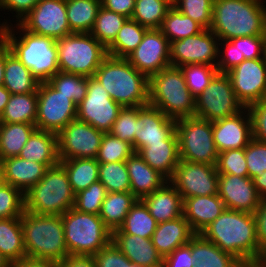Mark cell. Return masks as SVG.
Segmentation results:
<instances>
[{
    "mask_svg": "<svg viewBox=\"0 0 266 267\" xmlns=\"http://www.w3.org/2000/svg\"><path fill=\"white\" fill-rule=\"evenodd\" d=\"M200 234L242 264L260 263L256 222L252 213L225 209Z\"/></svg>",
    "mask_w": 266,
    "mask_h": 267,
    "instance_id": "obj_1",
    "label": "cell"
},
{
    "mask_svg": "<svg viewBox=\"0 0 266 267\" xmlns=\"http://www.w3.org/2000/svg\"><path fill=\"white\" fill-rule=\"evenodd\" d=\"M7 23V20L0 23V37L10 47L11 53L31 71L40 83L48 82L59 72L56 40L26 31L19 23L15 25L19 30L15 34L13 24Z\"/></svg>",
    "mask_w": 266,
    "mask_h": 267,
    "instance_id": "obj_2",
    "label": "cell"
},
{
    "mask_svg": "<svg viewBox=\"0 0 266 267\" xmlns=\"http://www.w3.org/2000/svg\"><path fill=\"white\" fill-rule=\"evenodd\" d=\"M214 0L210 30L219 40L266 35L264 0Z\"/></svg>",
    "mask_w": 266,
    "mask_h": 267,
    "instance_id": "obj_3",
    "label": "cell"
},
{
    "mask_svg": "<svg viewBox=\"0 0 266 267\" xmlns=\"http://www.w3.org/2000/svg\"><path fill=\"white\" fill-rule=\"evenodd\" d=\"M94 77L121 107L149 104V78L127 58L107 55Z\"/></svg>",
    "mask_w": 266,
    "mask_h": 267,
    "instance_id": "obj_4",
    "label": "cell"
},
{
    "mask_svg": "<svg viewBox=\"0 0 266 267\" xmlns=\"http://www.w3.org/2000/svg\"><path fill=\"white\" fill-rule=\"evenodd\" d=\"M21 226L26 257L60 263L69 255L62 216L39 215L24 210Z\"/></svg>",
    "mask_w": 266,
    "mask_h": 267,
    "instance_id": "obj_5",
    "label": "cell"
},
{
    "mask_svg": "<svg viewBox=\"0 0 266 267\" xmlns=\"http://www.w3.org/2000/svg\"><path fill=\"white\" fill-rule=\"evenodd\" d=\"M195 99L180 67L170 65L149 78V104L170 119L193 117Z\"/></svg>",
    "mask_w": 266,
    "mask_h": 267,
    "instance_id": "obj_6",
    "label": "cell"
},
{
    "mask_svg": "<svg viewBox=\"0 0 266 267\" xmlns=\"http://www.w3.org/2000/svg\"><path fill=\"white\" fill-rule=\"evenodd\" d=\"M25 211L39 215L62 216L74 206L75 193L65 168L49 167L43 178L24 194Z\"/></svg>",
    "mask_w": 266,
    "mask_h": 267,
    "instance_id": "obj_7",
    "label": "cell"
},
{
    "mask_svg": "<svg viewBox=\"0 0 266 267\" xmlns=\"http://www.w3.org/2000/svg\"><path fill=\"white\" fill-rule=\"evenodd\" d=\"M62 222L69 255L93 256L112 240V232L99 215L72 207L62 215Z\"/></svg>",
    "mask_w": 266,
    "mask_h": 267,
    "instance_id": "obj_8",
    "label": "cell"
},
{
    "mask_svg": "<svg viewBox=\"0 0 266 267\" xmlns=\"http://www.w3.org/2000/svg\"><path fill=\"white\" fill-rule=\"evenodd\" d=\"M60 72L94 77L107 48L90 33H71L56 39Z\"/></svg>",
    "mask_w": 266,
    "mask_h": 267,
    "instance_id": "obj_9",
    "label": "cell"
},
{
    "mask_svg": "<svg viewBox=\"0 0 266 267\" xmlns=\"http://www.w3.org/2000/svg\"><path fill=\"white\" fill-rule=\"evenodd\" d=\"M180 160L216 165V148L212 122L196 116L176 121Z\"/></svg>",
    "mask_w": 266,
    "mask_h": 267,
    "instance_id": "obj_10",
    "label": "cell"
},
{
    "mask_svg": "<svg viewBox=\"0 0 266 267\" xmlns=\"http://www.w3.org/2000/svg\"><path fill=\"white\" fill-rule=\"evenodd\" d=\"M244 108L236 97L229 76L217 73L207 89L196 97L194 116L213 122L236 115Z\"/></svg>",
    "mask_w": 266,
    "mask_h": 267,
    "instance_id": "obj_11",
    "label": "cell"
},
{
    "mask_svg": "<svg viewBox=\"0 0 266 267\" xmlns=\"http://www.w3.org/2000/svg\"><path fill=\"white\" fill-rule=\"evenodd\" d=\"M37 104L38 130L50 131L58 134L71 121L76 119L77 105L49 82L39 83Z\"/></svg>",
    "mask_w": 266,
    "mask_h": 267,
    "instance_id": "obj_12",
    "label": "cell"
},
{
    "mask_svg": "<svg viewBox=\"0 0 266 267\" xmlns=\"http://www.w3.org/2000/svg\"><path fill=\"white\" fill-rule=\"evenodd\" d=\"M121 108L95 77H88L87 94L77 105L76 119L108 133Z\"/></svg>",
    "mask_w": 266,
    "mask_h": 267,
    "instance_id": "obj_13",
    "label": "cell"
},
{
    "mask_svg": "<svg viewBox=\"0 0 266 267\" xmlns=\"http://www.w3.org/2000/svg\"><path fill=\"white\" fill-rule=\"evenodd\" d=\"M219 39L210 30L170 43V63L174 67L210 65L217 67Z\"/></svg>",
    "mask_w": 266,
    "mask_h": 267,
    "instance_id": "obj_14",
    "label": "cell"
},
{
    "mask_svg": "<svg viewBox=\"0 0 266 267\" xmlns=\"http://www.w3.org/2000/svg\"><path fill=\"white\" fill-rule=\"evenodd\" d=\"M104 133L78 119L71 121L57 134L59 160L96 159Z\"/></svg>",
    "mask_w": 266,
    "mask_h": 267,
    "instance_id": "obj_15",
    "label": "cell"
},
{
    "mask_svg": "<svg viewBox=\"0 0 266 267\" xmlns=\"http://www.w3.org/2000/svg\"><path fill=\"white\" fill-rule=\"evenodd\" d=\"M218 179L216 165L179 160L169 182L184 200L193 196L218 194Z\"/></svg>",
    "mask_w": 266,
    "mask_h": 267,
    "instance_id": "obj_16",
    "label": "cell"
},
{
    "mask_svg": "<svg viewBox=\"0 0 266 267\" xmlns=\"http://www.w3.org/2000/svg\"><path fill=\"white\" fill-rule=\"evenodd\" d=\"M66 14V0H40L19 24L26 31L56 40L73 33Z\"/></svg>",
    "mask_w": 266,
    "mask_h": 267,
    "instance_id": "obj_17",
    "label": "cell"
},
{
    "mask_svg": "<svg viewBox=\"0 0 266 267\" xmlns=\"http://www.w3.org/2000/svg\"><path fill=\"white\" fill-rule=\"evenodd\" d=\"M237 99L248 107L266 98V62L264 58L243 60L226 73Z\"/></svg>",
    "mask_w": 266,
    "mask_h": 267,
    "instance_id": "obj_18",
    "label": "cell"
},
{
    "mask_svg": "<svg viewBox=\"0 0 266 267\" xmlns=\"http://www.w3.org/2000/svg\"><path fill=\"white\" fill-rule=\"evenodd\" d=\"M127 60L142 74L150 78L170 63V43L160 29H147L141 43Z\"/></svg>",
    "mask_w": 266,
    "mask_h": 267,
    "instance_id": "obj_19",
    "label": "cell"
},
{
    "mask_svg": "<svg viewBox=\"0 0 266 267\" xmlns=\"http://www.w3.org/2000/svg\"><path fill=\"white\" fill-rule=\"evenodd\" d=\"M218 195L226 209L254 213L262 198L252 178L232 174H219Z\"/></svg>",
    "mask_w": 266,
    "mask_h": 267,
    "instance_id": "obj_20",
    "label": "cell"
},
{
    "mask_svg": "<svg viewBox=\"0 0 266 267\" xmlns=\"http://www.w3.org/2000/svg\"><path fill=\"white\" fill-rule=\"evenodd\" d=\"M212 133L219 153L245 148L253 138L252 120L248 108L245 107L236 115L213 121Z\"/></svg>",
    "mask_w": 266,
    "mask_h": 267,
    "instance_id": "obj_21",
    "label": "cell"
},
{
    "mask_svg": "<svg viewBox=\"0 0 266 267\" xmlns=\"http://www.w3.org/2000/svg\"><path fill=\"white\" fill-rule=\"evenodd\" d=\"M176 131V121L167 117L160 109L147 104L138 106L136 119L135 152L147 143L167 140Z\"/></svg>",
    "mask_w": 266,
    "mask_h": 267,
    "instance_id": "obj_22",
    "label": "cell"
},
{
    "mask_svg": "<svg viewBox=\"0 0 266 267\" xmlns=\"http://www.w3.org/2000/svg\"><path fill=\"white\" fill-rule=\"evenodd\" d=\"M219 42V47L223 48L218 51V73H228L243 60L264 58L265 35L244 36Z\"/></svg>",
    "mask_w": 266,
    "mask_h": 267,
    "instance_id": "obj_23",
    "label": "cell"
},
{
    "mask_svg": "<svg viewBox=\"0 0 266 267\" xmlns=\"http://www.w3.org/2000/svg\"><path fill=\"white\" fill-rule=\"evenodd\" d=\"M225 209V204L218 194L193 196L183 200V216L195 234H200Z\"/></svg>",
    "mask_w": 266,
    "mask_h": 267,
    "instance_id": "obj_24",
    "label": "cell"
},
{
    "mask_svg": "<svg viewBox=\"0 0 266 267\" xmlns=\"http://www.w3.org/2000/svg\"><path fill=\"white\" fill-rule=\"evenodd\" d=\"M111 241L131 263L141 267H163V257L151 239L131 234H112Z\"/></svg>",
    "mask_w": 266,
    "mask_h": 267,
    "instance_id": "obj_25",
    "label": "cell"
},
{
    "mask_svg": "<svg viewBox=\"0 0 266 267\" xmlns=\"http://www.w3.org/2000/svg\"><path fill=\"white\" fill-rule=\"evenodd\" d=\"M0 162L5 183L18 188L23 194L38 183L49 168L46 164L26 160L19 156L9 157Z\"/></svg>",
    "mask_w": 266,
    "mask_h": 267,
    "instance_id": "obj_26",
    "label": "cell"
},
{
    "mask_svg": "<svg viewBox=\"0 0 266 267\" xmlns=\"http://www.w3.org/2000/svg\"><path fill=\"white\" fill-rule=\"evenodd\" d=\"M138 154L152 169L169 180L180 160L176 131L167 140L147 143Z\"/></svg>",
    "mask_w": 266,
    "mask_h": 267,
    "instance_id": "obj_27",
    "label": "cell"
},
{
    "mask_svg": "<svg viewBox=\"0 0 266 267\" xmlns=\"http://www.w3.org/2000/svg\"><path fill=\"white\" fill-rule=\"evenodd\" d=\"M141 200L158 223L172 221L183 216L182 196L169 181Z\"/></svg>",
    "mask_w": 266,
    "mask_h": 267,
    "instance_id": "obj_28",
    "label": "cell"
},
{
    "mask_svg": "<svg viewBox=\"0 0 266 267\" xmlns=\"http://www.w3.org/2000/svg\"><path fill=\"white\" fill-rule=\"evenodd\" d=\"M125 163L130 178V192L137 199L153 193L169 181L160 172L152 169L137 152H134Z\"/></svg>",
    "mask_w": 266,
    "mask_h": 267,
    "instance_id": "obj_29",
    "label": "cell"
},
{
    "mask_svg": "<svg viewBox=\"0 0 266 267\" xmlns=\"http://www.w3.org/2000/svg\"><path fill=\"white\" fill-rule=\"evenodd\" d=\"M195 235L188 221L181 216L172 221L158 223L152 237V243L164 258L175 249L189 243Z\"/></svg>",
    "mask_w": 266,
    "mask_h": 267,
    "instance_id": "obj_30",
    "label": "cell"
},
{
    "mask_svg": "<svg viewBox=\"0 0 266 267\" xmlns=\"http://www.w3.org/2000/svg\"><path fill=\"white\" fill-rule=\"evenodd\" d=\"M19 157L53 167L59 163L57 134L36 129L22 148Z\"/></svg>",
    "mask_w": 266,
    "mask_h": 267,
    "instance_id": "obj_31",
    "label": "cell"
},
{
    "mask_svg": "<svg viewBox=\"0 0 266 267\" xmlns=\"http://www.w3.org/2000/svg\"><path fill=\"white\" fill-rule=\"evenodd\" d=\"M187 245L191 248L194 267H240L242 265L232 254L222 251L201 234H195Z\"/></svg>",
    "mask_w": 266,
    "mask_h": 267,
    "instance_id": "obj_32",
    "label": "cell"
},
{
    "mask_svg": "<svg viewBox=\"0 0 266 267\" xmlns=\"http://www.w3.org/2000/svg\"><path fill=\"white\" fill-rule=\"evenodd\" d=\"M39 81L31 71L13 54L5 43V71L3 86L11 94L36 92Z\"/></svg>",
    "mask_w": 266,
    "mask_h": 267,
    "instance_id": "obj_33",
    "label": "cell"
},
{
    "mask_svg": "<svg viewBox=\"0 0 266 267\" xmlns=\"http://www.w3.org/2000/svg\"><path fill=\"white\" fill-rule=\"evenodd\" d=\"M0 252L11 264L26 257L21 217L0 219Z\"/></svg>",
    "mask_w": 266,
    "mask_h": 267,
    "instance_id": "obj_34",
    "label": "cell"
},
{
    "mask_svg": "<svg viewBox=\"0 0 266 267\" xmlns=\"http://www.w3.org/2000/svg\"><path fill=\"white\" fill-rule=\"evenodd\" d=\"M138 199L131 192H109L102 203L100 218L111 231L119 229Z\"/></svg>",
    "mask_w": 266,
    "mask_h": 267,
    "instance_id": "obj_35",
    "label": "cell"
},
{
    "mask_svg": "<svg viewBox=\"0 0 266 267\" xmlns=\"http://www.w3.org/2000/svg\"><path fill=\"white\" fill-rule=\"evenodd\" d=\"M101 8V0H66L68 25L73 33H90Z\"/></svg>",
    "mask_w": 266,
    "mask_h": 267,
    "instance_id": "obj_36",
    "label": "cell"
},
{
    "mask_svg": "<svg viewBox=\"0 0 266 267\" xmlns=\"http://www.w3.org/2000/svg\"><path fill=\"white\" fill-rule=\"evenodd\" d=\"M37 104V91L26 94H11L1 115V123H26L35 125Z\"/></svg>",
    "mask_w": 266,
    "mask_h": 267,
    "instance_id": "obj_37",
    "label": "cell"
},
{
    "mask_svg": "<svg viewBox=\"0 0 266 267\" xmlns=\"http://www.w3.org/2000/svg\"><path fill=\"white\" fill-rule=\"evenodd\" d=\"M65 168L70 185L75 194L87 189L92 183L99 181V163L93 158H75L59 160Z\"/></svg>",
    "mask_w": 266,
    "mask_h": 267,
    "instance_id": "obj_38",
    "label": "cell"
},
{
    "mask_svg": "<svg viewBox=\"0 0 266 267\" xmlns=\"http://www.w3.org/2000/svg\"><path fill=\"white\" fill-rule=\"evenodd\" d=\"M36 125L26 123H1L0 161L20 154Z\"/></svg>",
    "mask_w": 266,
    "mask_h": 267,
    "instance_id": "obj_39",
    "label": "cell"
},
{
    "mask_svg": "<svg viewBox=\"0 0 266 267\" xmlns=\"http://www.w3.org/2000/svg\"><path fill=\"white\" fill-rule=\"evenodd\" d=\"M158 222L150 215L147 206L141 199L131 207L122 226L112 234H131L151 239Z\"/></svg>",
    "mask_w": 266,
    "mask_h": 267,
    "instance_id": "obj_40",
    "label": "cell"
},
{
    "mask_svg": "<svg viewBox=\"0 0 266 267\" xmlns=\"http://www.w3.org/2000/svg\"><path fill=\"white\" fill-rule=\"evenodd\" d=\"M147 28L141 26L137 21L128 18L114 41L107 47V54L127 58L141 43Z\"/></svg>",
    "mask_w": 266,
    "mask_h": 267,
    "instance_id": "obj_41",
    "label": "cell"
},
{
    "mask_svg": "<svg viewBox=\"0 0 266 267\" xmlns=\"http://www.w3.org/2000/svg\"><path fill=\"white\" fill-rule=\"evenodd\" d=\"M159 29L168 39L169 43L194 36L204 30L199 23L192 20L189 16L182 14L174 6L168 10Z\"/></svg>",
    "mask_w": 266,
    "mask_h": 267,
    "instance_id": "obj_42",
    "label": "cell"
},
{
    "mask_svg": "<svg viewBox=\"0 0 266 267\" xmlns=\"http://www.w3.org/2000/svg\"><path fill=\"white\" fill-rule=\"evenodd\" d=\"M173 0H136L131 19L147 29H159Z\"/></svg>",
    "mask_w": 266,
    "mask_h": 267,
    "instance_id": "obj_43",
    "label": "cell"
},
{
    "mask_svg": "<svg viewBox=\"0 0 266 267\" xmlns=\"http://www.w3.org/2000/svg\"><path fill=\"white\" fill-rule=\"evenodd\" d=\"M128 18L101 7L90 34L106 48L114 41L118 31Z\"/></svg>",
    "mask_w": 266,
    "mask_h": 267,
    "instance_id": "obj_44",
    "label": "cell"
},
{
    "mask_svg": "<svg viewBox=\"0 0 266 267\" xmlns=\"http://www.w3.org/2000/svg\"><path fill=\"white\" fill-rule=\"evenodd\" d=\"M99 181L107 192H130V178L125 161L99 164Z\"/></svg>",
    "mask_w": 266,
    "mask_h": 267,
    "instance_id": "obj_45",
    "label": "cell"
},
{
    "mask_svg": "<svg viewBox=\"0 0 266 267\" xmlns=\"http://www.w3.org/2000/svg\"><path fill=\"white\" fill-rule=\"evenodd\" d=\"M56 90L68 96L78 105L86 96L88 77L83 75L58 72L48 81Z\"/></svg>",
    "mask_w": 266,
    "mask_h": 267,
    "instance_id": "obj_46",
    "label": "cell"
},
{
    "mask_svg": "<svg viewBox=\"0 0 266 267\" xmlns=\"http://www.w3.org/2000/svg\"><path fill=\"white\" fill-rule=\"evenodd\" d=\"M134 152L133 146L129 142L122 141L108 132L104 133L96 160L99 164L122 162L126 161Z\"/></svg>",
    "mask_w": 266,
    "mask_h": 267,
    "instance_id": "obj_47",
    "label": "cell"
},
{
    "mask_svg": "<svg viewBox=\"0 0 266 267\" xmlns=\"http://www.w3.org/2000/svg\"><path fill=\"white\" fill-rule=\"evenodd\" d=\"M107 193L105 186L100 181L92 183L87 189L75 194L73 208L83 213L99 215Z\"/></svg>",
    "mask_w": 266,
    "mask_h": 267,
    "instance_id": "obj_48",
    "label": "cell"
},
{
    "mask_svg": "<svg viewBox=\"0 0 266 267\" xmlns=\"http://www.w3.org/2000/svg\"><path fill=\"white\" fill-rule=\"evenodd\" d=\"M214 0H173V6L204 29H210Z\"/></svg>",
    "mask_w": 266,
    "mask_h": 267,
    "instance_id": "obj_49",
    "label": "cell"
},
{
    "mask_svg": "<svg viewBox=\"0 0 266 267\" xmlns=\"http://www.w3.org/2000/svg\"><path fill=\"white\" fill-rule=\"evenodd\" d=\"M181 69L187 87L195 97L207 89L213 77L218 73L217 67L210 65H186L182 66Z\"/></svg>",
    "mask_w": 266,
    "mask_h": 267,
    "instance_id": "obj_50",
    "label": "cell"
},
{
    "mask_svg": "<svg viewBox=\"0 0 266 267\" xmlns=\"http://www.w3.org/2000/svg\"><path fill=\"white\" fill-rule=\"evenodd\" d=\"M137 118L138 106L122 107L109 131L112 136L120 138L122 141L129 142L133 146L134 151Z\"/></svg>",
    "mask_w": 266,
    "mask_h": 267,
    "instance_id": "obj_51",
    "label": "cell"
},
{
    "mask_svg": "<svg viewBox=\"0 0 266 267\" xmlns=\"http://www.w3.org/2000/svg\"><path fill=\"white\" fill-rule=\"evenodd\" d=\"M24 210V194L10 184L3 185L0 188V219L21 217Z\"/></svg>",
    "mask_w": 266,
    "mask_h": 267,
    "instance_id": "obj_52",
    "label": "cell"
},
{
    "mask_svg": "<svg viewBox=\"0 0 266 267\" xmlns=\"http://www.w3.org/2000/svg\"><path fill=\"white\" fill-rule=\"evenodd\" d=\"M216 169L219 174L248 176L245 148L227 150L218 154Z\"/></svg>",
    "mask_w": 266,
    "mask_h": 267,
    "instance_id": "obj_53",
    "label": "cell"
},
{
    "mask_svg": "<svg viewBox=\"0 0 266 267\" xmlns=\"http://www.w3.org/2000/svg\"><path fill=\"white\" fill-rule=\"evenodd\" d=\"M248 176L254 178L266 171V143L252 138L245 147Z\"/></svg>",
    "mask_w": 266,
    "mask_h": 267,
    "instance_id": "obj_54",
    "label": "cell"
},
{
    "mask_svg": "<svg viewBox=\"0 0 266 267\" xmlns=\"http://www.w3.org/2000/svg\"><path fill=\"white\" fill-rule=\"evenodd\" d=\"M93 257L97 267H122L130 262L112 241Z\"/></svg>",
    "mask_w": 266,
    "mask_h": 267,
    "instance_id": "obj_55",
    "label": "cell"
},
{
    "mask_svg": "<svg viewBox=\"0 0 266 267\" xmlns=\"http://www.w3.org/2000/svg\"><path fill=\"white\" fill-rule=\"evenodd\" d=\"M247 108L252 120L253 138L266 143V98Z\"/></svg>",
    "mask_w": 266,
    "mask_h": 267,
    "instance_id": "obj_56",
    "label": "cell"
},
{
    "mask_svg": "<svg viewBox=\"0 0 266 267\" xmlns=\"http://www.w3.org/2000/svg\"><path fill=\"white\" fill-rule=\"evenodd\" d=\"M256 222V234L260 249V262L266 261V198H262L259 207L253 213Z\"/></svg>",
    "mask_w": 266,
    "mask_h": 267,
    "instance_id": "obj_57",
    "label": "cell"
},
{
    "mask_svg": "<svg viewBox=\"0 0 266 267\" xmlns=\"http://www.w3.org/2000/svg\"><path fill=\"white\" fill-rule=\"evenodd\" d=\"M191 248L186 244L163 258V267H194Z\"/></svg>",
    "mask_w": 266,
    "mask_h": 267,
    "instance_id": "obj_58",
    "label": "cell"
},
{
    "mask_svg": "<svg viewBox=\"0 0 266 267\" xmlns=\"http://www.w3.org/2000/svg\"><path fill=\"white\" fill-rule=\"evenodd\" d=\"M40 0H0V9L15 11L16 23L20 21L36 6Z\"/></svg>",
    "mask_w": 266,
    "mask_h": 267,
    "instance_id": "obj_59",
    "label": "cell"
},
{
    "mask_svg": "<svg viewBox=\"0 0 266 267\" xmlns=\"http://www.w3.org/2000/svg\"><path fill=\"white\" fill-rule=\"evenodd\" d=\"M136 0H101V7L111 12L119 13L131 18Z\"/></svg>",
    "mask_w": 266,
    "mask_h": 267,
    "instance_id": "obj_60",
    "label": "cell"
},
{
    "mask_svg": "<svg viewBox=\"0 0 266 267\" xmlns=\"http://www.w3.org/2000/svg\"><path fill=\"white\" fill-rule=\"evenodd\" d=\"M60 267H97L93 256L68 255L60 262Z\"/></svg>",
    "mask_w": 266,
    "mask_h": 267,
    "instance_id": "obj_61",
    "label": "cell"
},
{
    "mask_svg": "<svg viewBox=\"0 0 266 267\" xmlns=\"http://www.w3.org/2000/svg\"><path fill=\"white\" fill-rule=\"evenodd\" d=\"M16 267H60V263L52 260H43L25 257L22 261L15 264Z\"/></svg>",
    "mask_w": 266,
    "mask_h": 267,
    "instance_id": "obj_62",
    "label": "cell"
},
{
    "mask_svg": "<svg viewBox=\"0 0 266 267\" xmlns=\"http://www.w3.org/2000/svg\"><path fill=\"white\" fill-rule=\"evenodd\" d=\"M255 189L261 198H266V171L261 176H256L253 179Z\"/></svg>",
    "mask_w": 266,
    "mask_h": 267,
    "instance_id": "obj_63",
    "label": "cell"
},
{
    "mask_svg": "<svg viewBox=\"0 0 266 267\" xmlns=\"http://www.w3.org/2000/svg\"><path fill=\"white\" fill-rule=\"evenodd\" d=\"M5 71V41L0 37V86H3Z\"/></svg>",
    "mask_w": 266,
    "mask_h": 267,
    "instance_id": "obj_64",
    "label": "cell"
},
{
    "mask_svg": "<svg viewBox=\"0 0 266 267\" xmlns=\"http://www.w3.org/2000/svg\"><path fill=\"white\" fill-rule=\"evenodd\" d=\"M11 93L4 87L0 86V116L2 115Z\"/></svg>",
    "mask_w": 266,
    "mask_h": 267,
    "instance_id": "obj_65",
    "label": "cell"
},
{
    "mask_svg": "<svg viewBox=\"0 0 266 267\" xmlns=\"http://www.w3.org/2000/svg\"><path fill=\"white\" fill-rule=\"evenodd\" d=\"M11 265L8 259L0 252V267H10Z\"/></svg>",
    "mask_w": 266,
    "mask_h": 267,
    "instance_id": "obj_66",
    "label": "cell"
},
{
    "mask_svg": "<svg viewBox=\"0 0 266 267\" xmlns=\"http://www.w3.org/2000/svg\"><path fill=\"white\" fill-rule=\"evenodd\" d=\"M240 267H266V261L260 263L242 264Z\"/></svg>",
    "mask_w": 266,
    "mask_h": 267,
    "instance_id": "obj_67",
    "label": "cell"
},
{
    "mask_svg": "<svg viewBox=\"0 0 266 267\" xmlns=\"http://www.w3.org/2000/svg\"><path fill=\"white\" fill-rule=\"evenodd\" d=\"M5 178H4V174H3V168L0 162V188L5 185Z\"/></svg>",
    "mask_w": 266,
    "mask_h": 267,
    "instance_id": "obj_68",
    "label": "cell"
},
{
    "mask_svg": "<svg viewBox=\"0 0 266 267\" xmlns=\"http://www.w3.org/2000/svg\"><path fill=\"white\" fill-rule=\"evenodd\" d=\"M122 267H141V266H138V265H136L134 263L129 262L127 265H124Z\"/></svg>",
    "mask_w": 266,
    "mask_h": 267,
    "instance_id": "obj_69",
    "label": "cell"
},
{
    "mask_svg": "<svg viewBox=\"0 0 266 267\" xmlns=\"http://www.w3.org/2000/svg\"><path fill=\"white\" fill-rule=\"evenodd\" d=\"M265 62H266V35H265V45H264V55H263Z\"/></svg>",
    "mask_w": 266,
    "mask_h": 267,
    "instance_id": "obj_70",
    "label": "cell"
}]
</instances>
